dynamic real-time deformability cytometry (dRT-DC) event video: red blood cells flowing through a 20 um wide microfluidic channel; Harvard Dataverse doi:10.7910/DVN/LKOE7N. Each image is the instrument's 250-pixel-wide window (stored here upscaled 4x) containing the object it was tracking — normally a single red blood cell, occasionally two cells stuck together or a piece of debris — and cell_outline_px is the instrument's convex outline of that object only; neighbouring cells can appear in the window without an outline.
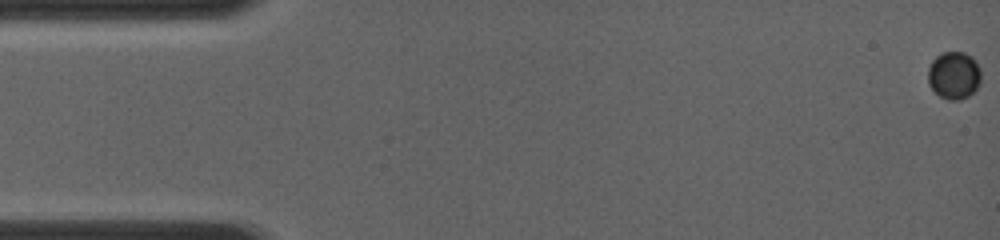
{"species": "common noctule bat (a hibernating species)", "species_latin": "Nyctalus noctula", "temperature_condition": "room temperature", "stored_images_in_passage": 52, "camera_frame_rate_fps": 4000, "um_per_image_px": 0.085, "animal": {"sex": "female", "body_mass_g": 19.0, "forearm_length_mm": 56.7}, "frame": {"image": 1, "passage_image": 1, "time_ms": 0.0, "image_size_px": [1000, 240], "cell_outline_px": [[980, 84], [968, 96], [960, 100], [948, 100], [940, 96], [928, 84], [928, 68], [932, 60], [936, 56], [944, 52], [964, 52], [972, 56], [976, 60], [980, 68]], "centroid_in_image_um": [81.09, 6.39], "position_along_channel_um": 3.9, "area_um2": 14.8}}
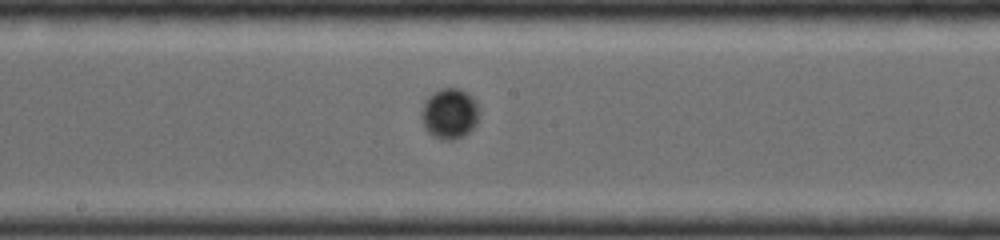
{"frame": {"image": 2, "passage_image": 32, "time_ms": 9.0, "image_size_px": [1000, 240], "cell_outline_px": [[480, 112], [476, 124], [464, 136], [456, 140], [440, 140], [432, 136], [424, 128], [420, 116], [420, 112], [428, 96], [432, 92], [440, 88], [460, 88], [472, 96], [476, 100]], "centroid_in_image_um": [38.21, 9.66], "position_along_channel_um": 210.0, "area_um2": 17.46}}
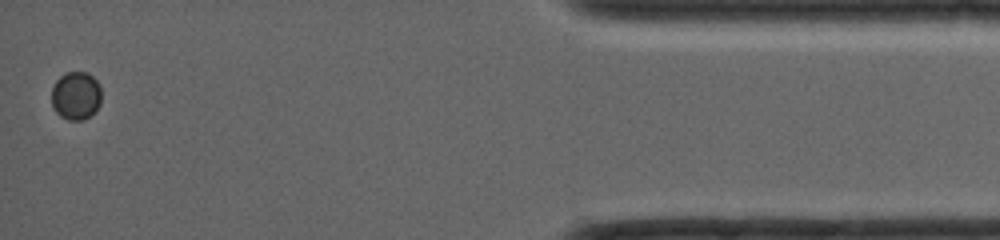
{"frame": {"image": 3, "passage_image": 52, "time_ms": 16.0, "image_size_px": [1000, 240], "cell_outline_px": [[100, 104], [84, 120], [68, 120], [60, 116], [52, 108], [52, 88], [56, 80], [64, 72], [88, 72], [100, 84]], "centroid_in_image_um": [6.43, 8.11], "position_along_channel_um": 428.8, "area_um2": 14.05}}